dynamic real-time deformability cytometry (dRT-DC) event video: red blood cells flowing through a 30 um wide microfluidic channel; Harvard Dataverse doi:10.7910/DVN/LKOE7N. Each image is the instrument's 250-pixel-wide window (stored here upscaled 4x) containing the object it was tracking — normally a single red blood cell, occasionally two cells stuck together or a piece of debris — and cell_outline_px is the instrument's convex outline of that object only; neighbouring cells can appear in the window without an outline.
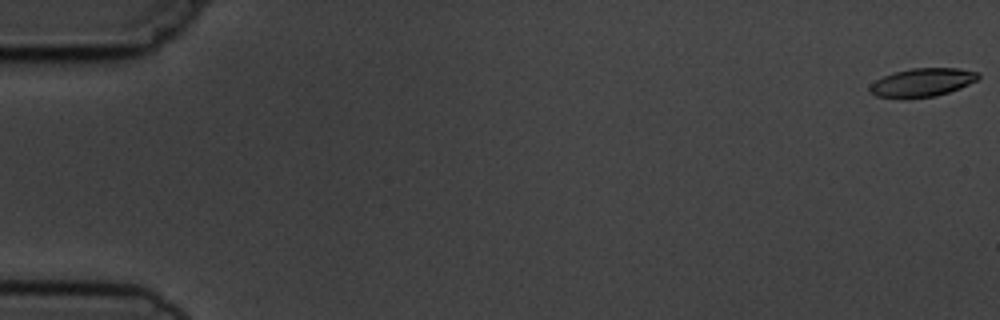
{"species": "common noctule bat (a hibernating species)", "species_latin": "Nyctalus noctula", "temperature_condition": "cold", "stored_images_in_passage": 5, "camera_frame_rate_fps": 3000, "um_per_image_px": 0.085, "animal": {"sex": "male", "body_mass_g": 19.5, "forearm_length_mm": 54.6}, "frame": {"image": 1, "passage_image": 1, "time_ms": 0.0, "image_size_px": [1000, 320], "cell_outline_px": [[980, 76], [976, 80], [960, 88], [936, 96], [904, 100], [900, 100], [876, 96], [868, 92], [868, 88], [876, 80], [892, 72], [912, 68], [956, 68], [980, 72]], "centroid_in_image_um": [78.34, 7.03], "position_along_channel_um": 6.7, "area_um2": 18.38}}
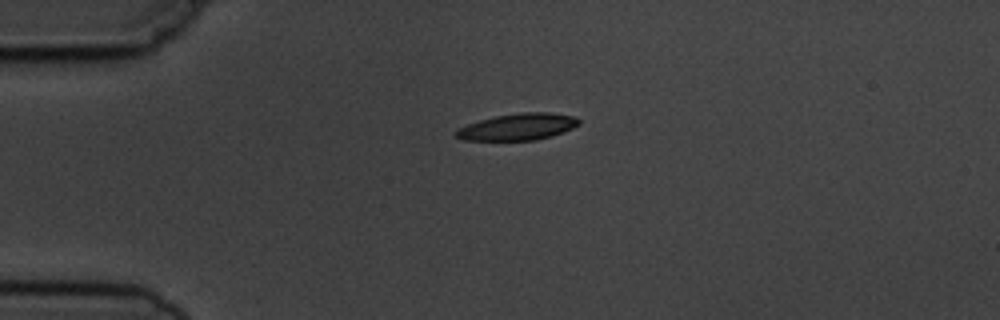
{"frame": {"image": 2, "passage_image": 4, "time_ms": 4.333, "image_size_px": [1000, 320], "cell_outline_px": [[580, 124], [564, 132], [552, 136], [536, 140], [464, 140], [456, 136], [456, 128], [480, 120], [496, 116], [520, 112], [548, 112], [576, 116], [580, 120]], "centroid_in_image_um": [44.06, 10.77], "position_along_channel_um": 40.9, "area_um2": 19.13}}